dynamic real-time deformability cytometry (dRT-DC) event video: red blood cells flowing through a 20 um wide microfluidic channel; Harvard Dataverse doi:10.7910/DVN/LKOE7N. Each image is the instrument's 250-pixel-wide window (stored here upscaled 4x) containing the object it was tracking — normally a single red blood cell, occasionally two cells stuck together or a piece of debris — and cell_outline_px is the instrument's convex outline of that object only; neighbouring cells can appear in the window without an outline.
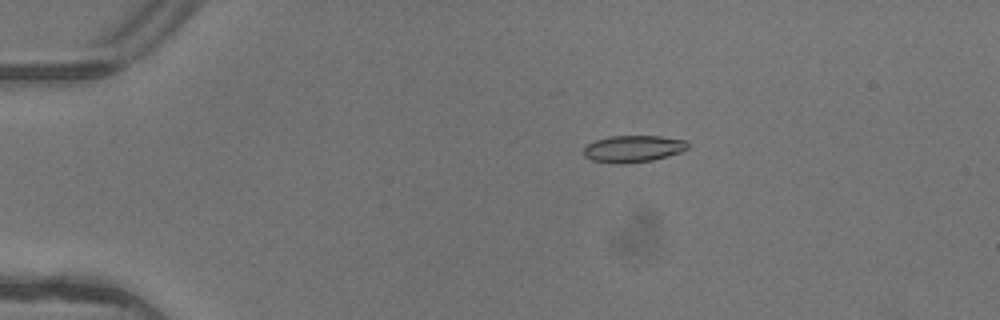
{"species": "common noctule bat (a hibernating species)", "species_latin": "Nyctalus noctula", "temperature_condition": "warm", "stored_images_in_passage": 4, "camera_frame_rate_fps": 3000, "um_per_image_px": 0.085, "animal": {"sex": "female"}, "frame": {"image": 1, "passage_image": 1, "time_ms": 0.0, "image_size_px": [1000, 320], "cell_outline_px": [[688, 148], [680, 152], [668, 156], [652, 160], [620, 164], [616, 164], [592, 160], [584, 156], [584, 148], [588, 144], [596, 140], [608, 136], [660, 136], [688, 140]], "centroid_in_image_um": [53.83, 12.64], "position_along_channel_um": 31.2, "area_um2": 16.3}}
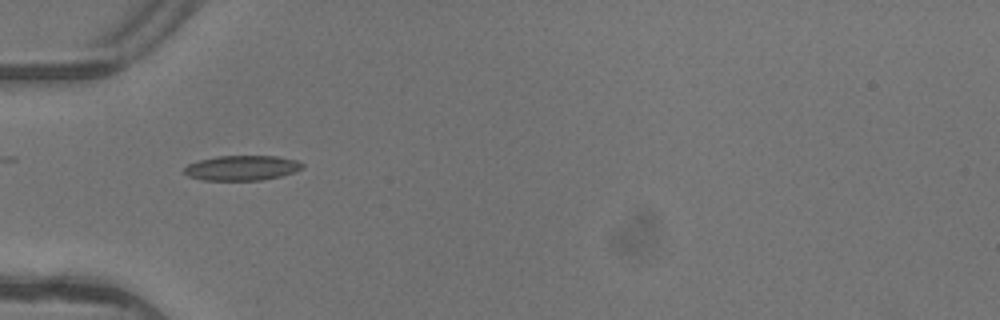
{"frame": {"image": 2, "passage_image": 3, "time_ms": 0.667, "image_size_px": [1000, 320], "cell_outline_px": [[304, 168], [280, 176], [260, 180], [204, 180], [188, 176], [184, 172], [184, 168], [188, 164], [200, 160], [216, 156], [280, 156], [296, 160], [304, 164]], "centroid_in_image_um": [20.57, 14.26], "position_along_channel_um": 64.4, "area_um2": 17.11}}
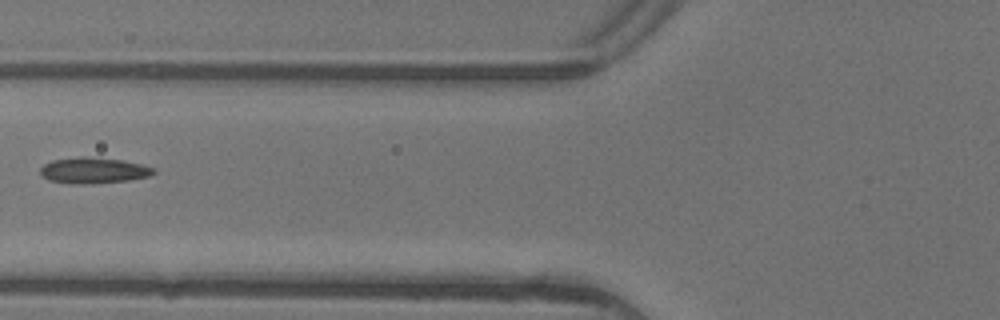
{"frame": {"image": 3, "passage_image": 4, "time_ms": 1.0, "image_size_px": [1000, 320], "cell_outline_px": [[156, 172], [148, 176], [128, 180], [84, 184], [72, 184], [48, 180], [40, 176], [40, 168], [44, 164], [52, 160], [80, 156], [84, 156], [124, 160], [144, 164], [152, 168]], "centroid_in_image_um": [7.91, 14.48], "position_along_channel_um": 117.9, "area_um2": 17.22}}